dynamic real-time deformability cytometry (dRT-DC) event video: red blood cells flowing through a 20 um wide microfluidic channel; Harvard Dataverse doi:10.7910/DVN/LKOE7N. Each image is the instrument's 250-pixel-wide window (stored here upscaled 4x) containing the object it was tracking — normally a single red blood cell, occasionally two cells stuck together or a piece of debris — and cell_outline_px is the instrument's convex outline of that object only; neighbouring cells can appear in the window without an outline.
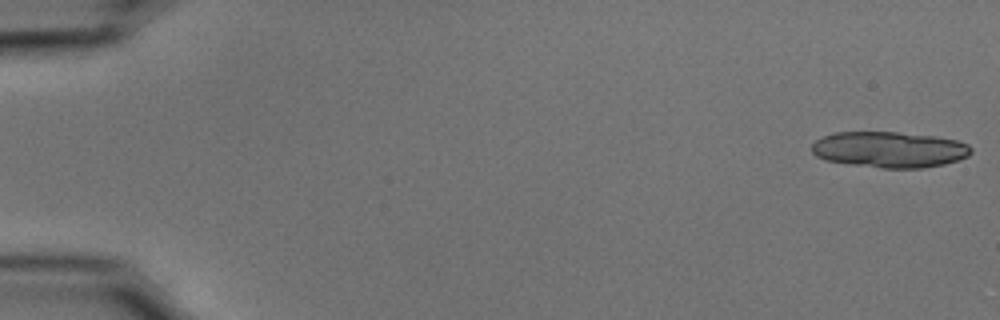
{"species": "common noctule bat (a hibernating species)", "species_latin": "Nyctalus noctula", "temperature_condition": "cold", "stored_images_in_passage": 33, "camera_frame_rate_fps": 3000, "um_per_image_px": 0.085, "animal": {"sex": "male", "body_mass_g": 15.6}, "frame": {"image": 1, "passage_image": 1, "time_ms": 0.0, "image_size_px": [1000, 320], "cell_outline_px": [[972, 152], [968, 156], [944, 164], [924, 168], [880, 168], [852, 164], [828, 160], [816, 156], [812, 152], [812, 144], [816, 140], [824, 136], [836, 132], [896, 132], [936, 136], [956, 140], [968, 144], [972, 148]], "centroid_in_image_um": [75.63, 12.71], "position_along_channel_um": 9.4, "area_um2": 33.29}}
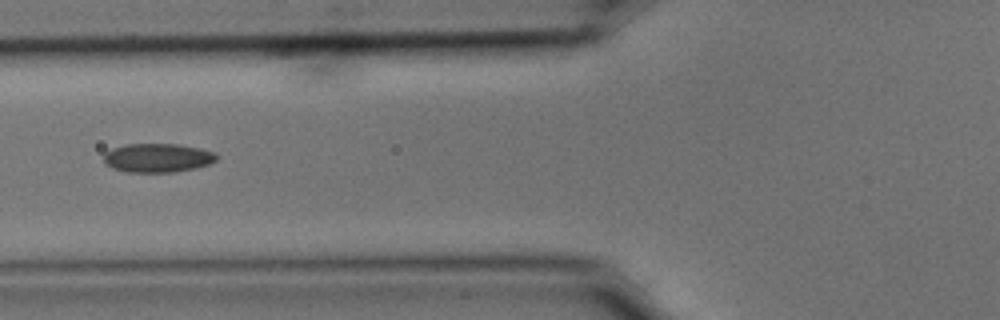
{"frame": {"image": 2, "passage_image": 22, "time_ms": 7.0, "image_size_px": [1000, 320], "cell_outline_px": [[216, 160], [208, 164], [196, 168], [172, 172], [128, 172], [112, 168], [104, 164], [104, 152], [112, 148], [124, 144], [176, 144], [200, 148], [216, 152]], "centroid_in_image_um": [13.36, 13.41], "position_along_channel_um": 112.4, "area_um2": 19.07}}
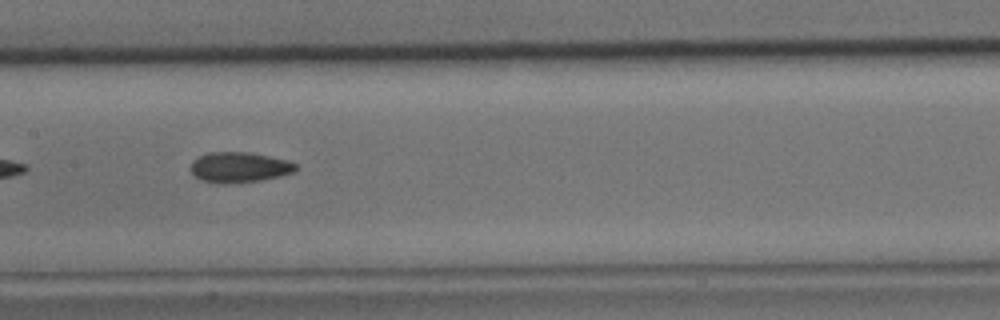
{"frame": {"image": 3, "passage_image": 28, "time_ms": 9.0, "image_size_px": [1000, 320], "cell_outline_px": [[296, 168], [292, 172], [280, 176], [260, 180], [236, 184], [220, 184], [200, 180], [192, 172], [192, 160], [196, 156], [208, 152], [252, 152], [288, 160], [296, 164]], "centroid_in_image_um": [20.31, 14.22], "position_along_channel_um": 187.1, "area_um2": 18.84}}